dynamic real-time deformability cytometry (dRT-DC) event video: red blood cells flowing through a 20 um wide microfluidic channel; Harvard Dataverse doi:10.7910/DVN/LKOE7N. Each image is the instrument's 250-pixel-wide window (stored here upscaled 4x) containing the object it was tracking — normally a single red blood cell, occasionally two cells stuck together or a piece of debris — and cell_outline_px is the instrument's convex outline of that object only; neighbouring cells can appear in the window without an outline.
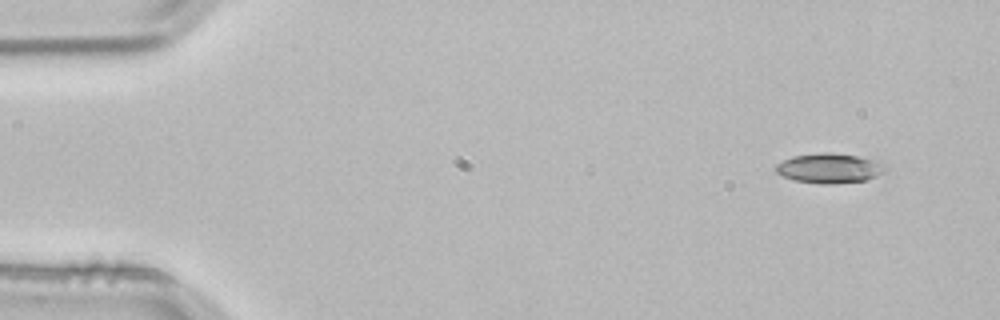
{"species": "common noctule bat (a hibernating species)", "species_latin": "Nyctalus noctula", "temperature_condition": "room temperature", "stored_images_in_passage": 3, "camera_frame_rate_fps": 3000, "um_per_image_px": 0.085, "animal": {"sex": "male", "body_mass_g": 21.5, "forearm_length_mm": 52.0}, "frame": {"image": 1, "passage_image": 1, "time_ms": 0.0, "image_size_px": [1000, 320], "cell_outline_px": [[884, 172], [876, 176], [864, 180], [832, 184], [820, 184], [796, 180], [784, 176], [776, 172], [776, 164], [792, 156], [820, 152], [828, 152], [856, 156], [880, 160], [884, 164]], "centroid_in_image_um": [70.51, 14.29], "position_along_channel_um": 14.5, "area_um2": 18.9}}
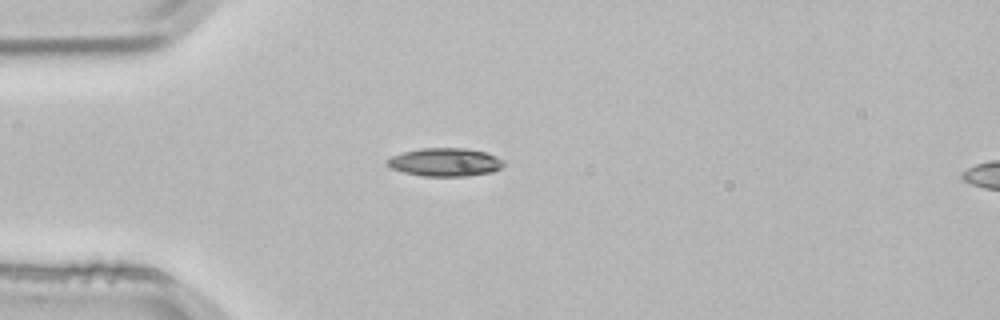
{"frame": {"image": 2, "passage_image": 3, "time_ms": 0.667, "image_size_px": [1000, 320], "cell_outline_px": [[504, 164], [500, 168], [492, 172], [468, 176], [420, 176], [404, 172], [392, 168], [384, 164], [384, 160], [392, 156], [404, 152], [420, 148], [468, 148], [484, 152], [496, 156], [504, 160]], "centroid_in_image_um": [37.81, 13.78], "position_along_channel_um": 47.2, "area_um2": 19.31}}